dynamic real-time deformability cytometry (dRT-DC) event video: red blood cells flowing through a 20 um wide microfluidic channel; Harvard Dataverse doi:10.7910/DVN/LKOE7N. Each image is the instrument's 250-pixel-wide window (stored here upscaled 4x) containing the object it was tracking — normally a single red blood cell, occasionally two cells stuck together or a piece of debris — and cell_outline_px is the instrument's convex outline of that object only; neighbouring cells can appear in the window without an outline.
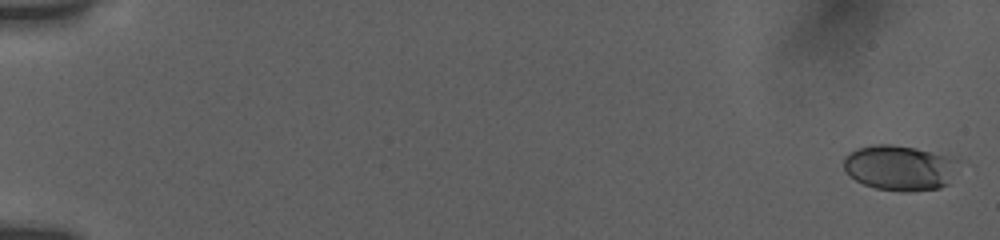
{"species": "human", "species_latin": "Homo sapiens", "temperature_condition": "room temperature", "stored_images_in_passage": 38, "camera_frame_rate_fps": 3000, "um_per_image_px": 0.085, "donor": {"sex": "female"}, "frame": {"image": 1, "passage_image": 1, "time_ms": 0.0, "image_size_px": [1000, 240], "cell_outline_px": [[960, 160], [948, 184], [940, 188], [904, 192], [900, 192], [876, 188], [864, 184], [856, 180], [844, 168], [844, 156], [848, 152], [856, 148], [872, 144], [892, 144], [916, 148], [956, 156]], "centroid_in_image_um": [76.51, 14.24], "position_along_channel_um": 8.5, "area_um2": 30.69}}
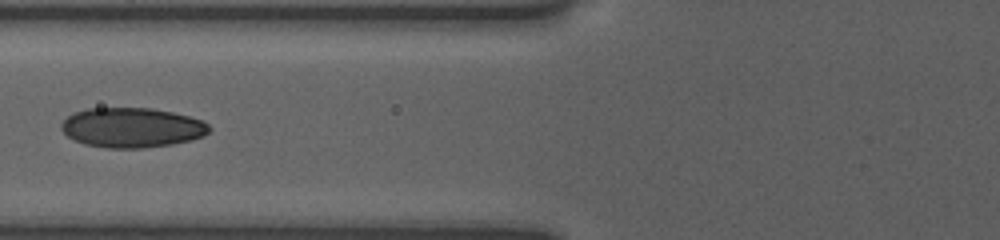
{"frame": {"image": 2, "passage_image": 15, "time_ms": 7.667, "image_size_px": [1000, 240], "cell_outline_px": [[212, 128], [204, 136], [192, 140], [172, 144], [140, 148], [104, 148], [84, 144], [68, 136], [60, 128], [60, 124], [72, 112], [88, 108], [152, 108], [172, 112], [188, 116], [200, 120], [208, 124]], "centroid_in_image_um": [11.2, 10.84], "position_along_channel_um": 114.6, "area_um2": 34.39}}
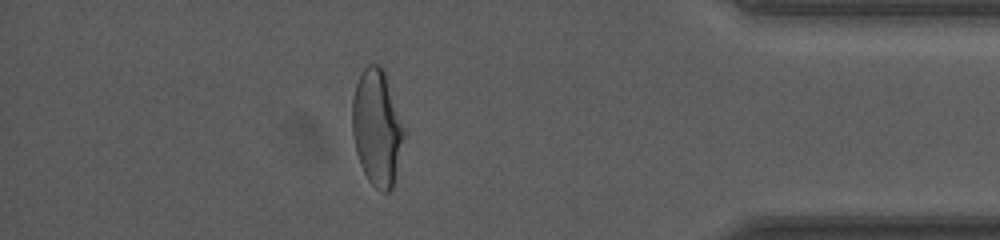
{"frame": {"image": 3, "passage_image": 29, "time_ms": 16.0, "image_size_px": [1000, 240], "cell_outline_px": [[404, 136], [392, 188], [388, 192], [384, 192], [376, 188], [368, 180], [360, 164], [356, 152], [352, 132], [352, 100], [356, 84], [364, 68], [368, 64], [380, 64], [384, 68], [404, 128]], "centroid_in_image_um": [32.03, 10.82], "position_along_channel_um": 403.2, "area_um2": 34.74}, "authors_computed_cell_mechanics": {"area_um2": 33.6685, "velocity_mm_per_s": 3.8219, "shape_relaxation_time_tau1_ms": 8.84, "shape_relaxation_time_tau2_ms": 0.9328, "deformation_change_tau1": 0.2437, "deformation_change_tau2": 0.0535}}